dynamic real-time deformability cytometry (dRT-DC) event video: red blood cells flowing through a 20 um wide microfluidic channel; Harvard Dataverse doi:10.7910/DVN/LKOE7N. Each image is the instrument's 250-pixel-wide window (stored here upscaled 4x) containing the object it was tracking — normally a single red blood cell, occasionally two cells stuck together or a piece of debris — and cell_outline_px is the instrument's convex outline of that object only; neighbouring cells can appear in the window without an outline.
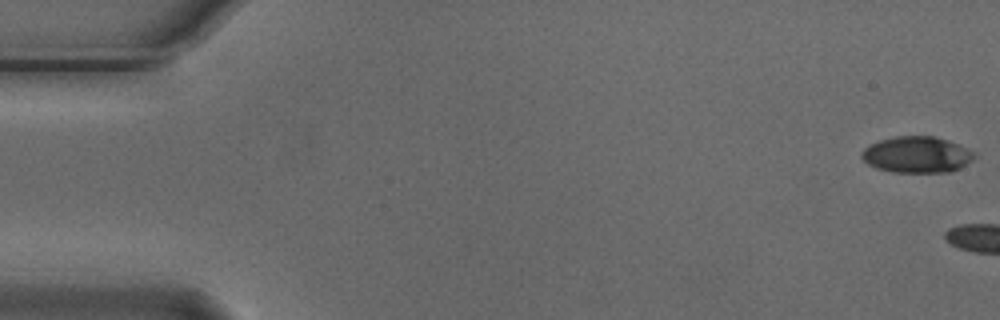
{"species": "Egyptian fruit bat (a non-hibernating species)", "species_latin": "Rousettus aegyptiacus", "temperature_condition": "cold", "stored_images_in_passage": 11, "camera_frame_rate_fps": 3000, "um_per_image_px": 0.085, "animal": {"sex": "male"}, "frame": {"image": 1, "passage_image": 1, "time_ms": 0.0, "image_size_px": [1000, 320], "cell_outline_px": [[976, 156], [972, 160], [960, 168], [948, 172], [892, 172], [876, 168], [868, 164], [860, 156], [860, 152], [868, 144], [880, 140], [896, 136], [932, 136], [948, 140], [976, 152]], "centroid_in_image_um": [77.91, 13.14], "position_along_channel_um": 7.1, "area_um2": 23.93}}
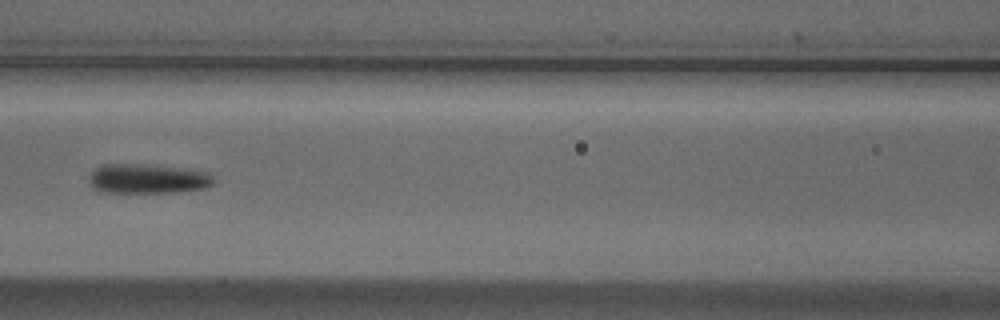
{"frame": {"image": 2, "passage_image": 8, "time_ms": 2.333, "image_size_px": [1000, 320], "cell_outline_px": [[216, 184], [204, 188], [180, 192], [100, 192], [92, 188], [88, 184], [88, 176], [96, 168], [104, 164], [140, 164], [180, 168], [212, 172], [216, 176]], "centroid_in_image_um": [12.59, 15.2], "position_along_channel_um": 154.0, "area_um2": 21.91}}
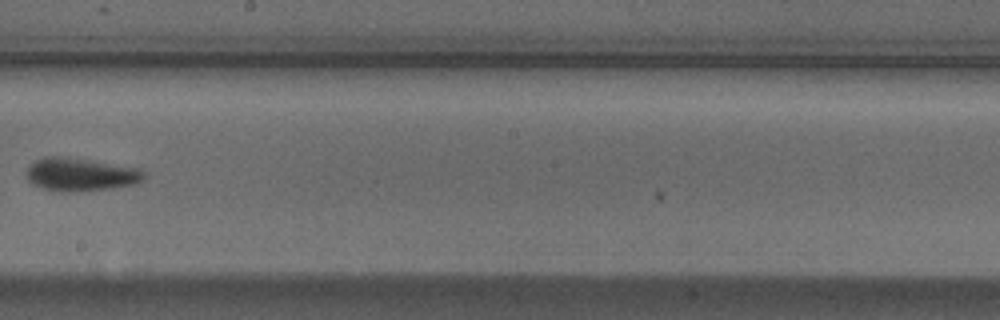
{"frame": {"image": 3, "passage_image": 10, "time_ms": 3.0, "image_size_px": [1000, 320], "cell_outline_px": [[144, 176], [136, 184], [112, 188], [68, 192], [60, 192], [44, 188], [32, 184], [28, 180], [28, 168], [36, 160], [52, 156], [60, 156], [140, 168], [144, 172]], "centroid_in_image_um": [6.86, 14.84], "position_along_channel_um": 241.3, "area_um2": 22.2}}